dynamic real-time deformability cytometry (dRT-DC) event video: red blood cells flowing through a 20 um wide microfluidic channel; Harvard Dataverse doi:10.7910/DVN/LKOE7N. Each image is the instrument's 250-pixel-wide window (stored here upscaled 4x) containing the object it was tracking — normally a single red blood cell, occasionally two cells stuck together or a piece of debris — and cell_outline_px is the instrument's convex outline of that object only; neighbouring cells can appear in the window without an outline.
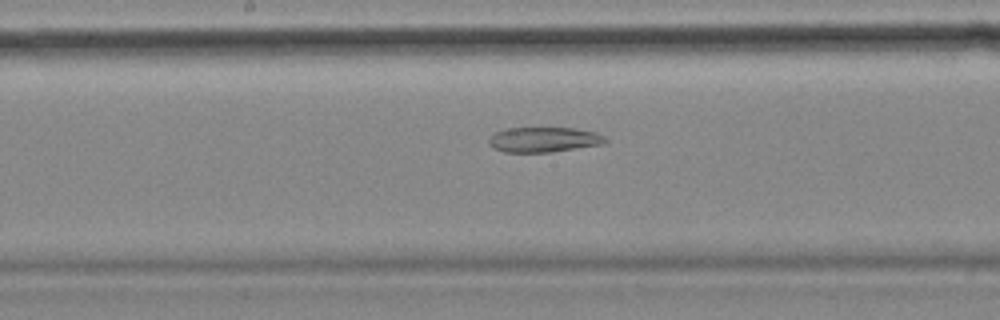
{"species": "common noctule bat (a hibernating species)", "species_latin": "Nyctalus noctula", "temperature_condition": "cold", "stored_images_in_passage": 37, "camera_frame_rate_fps": 3000, "um_per_image_px": 0.085, "animal": {"sex": "female", "body_mass_g": 18.4}, "frame": {"image": 1, "passage_image": 16, "time_ms": 5.0, "image_size_px": [1000, 320], "cell_outline_px": [[608, 140], [604, 144], [552, 152], [504, 152], [492, 148], [488, 144], [488, 140], [496, 132], [508, 128], [576, 128], [596, 132], [604, 136]], "centroid_in_image_um": [46.24, 11.87], "position_along_channel_um": 202.0, "area_um2": 17.11}, "authors_computed_cell_mechanics": {"area_um2": 20.4612, "velocity_mm_per_s": 3.5533, "shape_relaxation_time_tau1_ms": null, "shape_relaxation_time_tau2_ms": 6.3131, "deformation_change_tau1": null, "deformation_change_tau2": 0.1321}}